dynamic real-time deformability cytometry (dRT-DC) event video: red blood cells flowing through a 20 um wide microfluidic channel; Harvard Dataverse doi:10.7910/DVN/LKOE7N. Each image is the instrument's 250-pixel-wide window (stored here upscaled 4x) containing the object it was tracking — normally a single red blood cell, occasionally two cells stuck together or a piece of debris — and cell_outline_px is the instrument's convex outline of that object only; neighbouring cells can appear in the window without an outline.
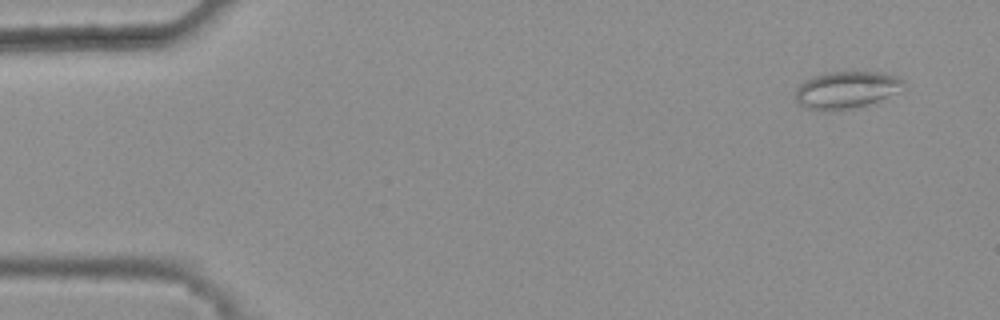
{"species": "common noctule bat (a hibernating species)", "species_latin": "Nyctalus noctula", "temperature_condition": "warm", "stored_images_in_passage": 3, "camera_frame_rate_fps": 3000, "um_per_image_px": 0.085, "animal": {"sex": "female", "body_mass_g": 25.1}, "frame": {"image": 1, "passage_image": 3, "time_ms": 0.667, "image_size_px": [1000, 320], "cell_outline_px": [[904, 84], [896, 92], [868, 104], [856, 108], [832, 112], [828, 112], [804, 108], [796, 100], [796, 88], [804, 80], [812, 76], [828, 72], [880, 72], [896, 76], [904, 80]], "centroid_in_image_um": [71.87, 7.65], "position_along_channel_um": 13.1, "area_um2": 23.47}}